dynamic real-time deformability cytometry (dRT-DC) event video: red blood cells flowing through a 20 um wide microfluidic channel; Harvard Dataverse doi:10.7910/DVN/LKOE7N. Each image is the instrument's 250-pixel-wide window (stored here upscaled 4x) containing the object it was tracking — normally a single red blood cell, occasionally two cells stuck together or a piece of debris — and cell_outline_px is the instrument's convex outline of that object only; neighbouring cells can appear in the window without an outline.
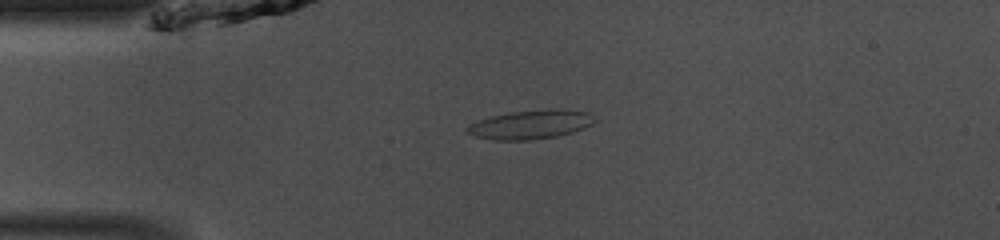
{"species": "common noctule bat (a hibernating species)", "species_latin": "Nyctalus noctula", "temperature_condition": "room temperature", "stored_images_in_passage": 48, "camera_frame_rate_fps": 3000, "um_per_image_px": 0.085, "animal": {"sex": "male", "body_mass_g": 13.0, "forearm_length_mm": 53.1}, "frame": {"image": 1, "passage_image": 11, "time_ms": 3.333, "image_size_px": [1000, 240], "cell_outline_px": [[600, 120], [592, 124], [572, 132], [556, 136], [528, 140], [492, 140], [476, 136], [468, 132], [464, 128], [468, 124], [476, 120], [492, 116], [512, 112], [552, 108], [588, 112]], "centroid_in_image_um": [45.11, 10.57], "position_along_channel_um": 39.9, "area_um2": 21.56}}
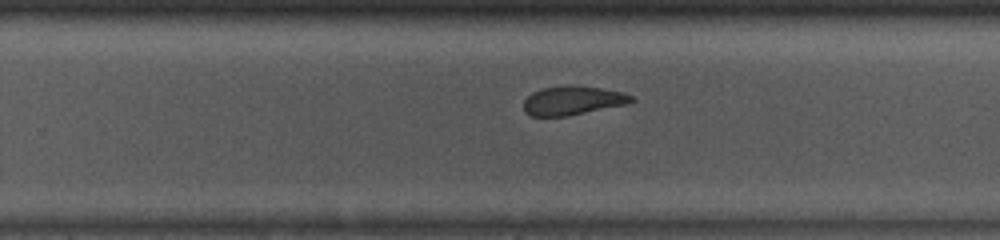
{"frame": {"image": 2, "passage_image": 30, "time_ms": 9.667, "image_size_px": [1000, 240], "cell_outline_px": [[636, 100], [628, 104], [568, 116], [532, 116], [524, 112], [524, 100], [532, 92], [544, 88], [568, 84], [600, 88], [624, 92], [632, 96]], "centroid_in_image_um": [48.7, 8.54], "position_along_channel_um": 281.1, "area_um2": 18.32}}
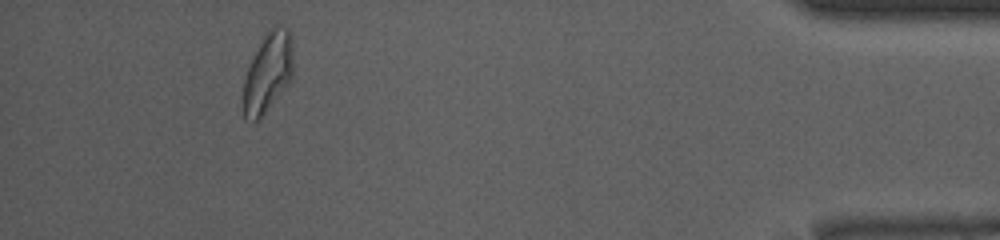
{"frame": {"image": 3, "passage_image": 44, "time_ms": 14.333, "image_size_px": [1000, 240], "cell_outline_px": [[292, 80], [264, 112], [256, 120], [244, 120], [240, 108], [244, 80], [248, 68], [264, 36], [272, 28], [288, 28], [292, 32]], "centroid_in_image_um": [22.74, 6.23], "position_along_channel_um": 412.5, "area_um2": 23.0}, "authors_computed_cell_mechanics": {"area_um2": 20.8658, "velocity_mm_per_s": 4.1054, "shape_relaxation_time_tau1_ms": null, "shape_relaxation_time_tau2_ms": 1.8513, "deformation_change_tau1": null, "deformation_change_tau2": 0.0785}}